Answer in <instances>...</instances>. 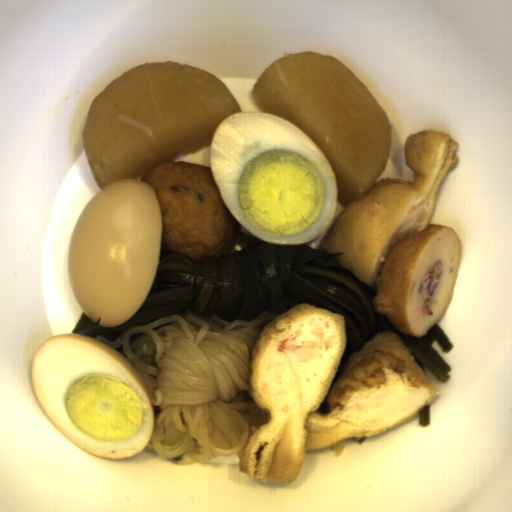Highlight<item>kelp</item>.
I'll list each match as a JSON object with an SVG mask.
<instances>
[{"instance_id":"cf089659","label":"kelp","mask_w":512,"mask_h":512,"mask_svg":"<svg viewBox=\"0 0 512 512\" xmlns=\"http://www.w3.org/2000/svg\"><path fill=\"white\" fill-rule=\"evenodd\" d=\"M430 425V404L418 413V426L428 427Z\"/></svg>"},{"instance_id":"99668d17","label":"kelp","mask_w":512,"mask_h":512,"mask_svg":"<svg viewBox=\"0 0 512 512\" xmlns=\"http://www.w3.org/2000/svg\"><path fill=\"white\" fill-rule=\"evenodd\" d=\"M235 244L242 249H231ZM344 254L303 243L277 244L241 232L228 251L213 259L184 258L161 242L154 280L136 313L122 325L100 326L83 311L72 333L115 342L133 326L171 315L202 313L227 322L252 321L267 312L282 315L298 303H308L345 320L344 350L333 381L347 361L381 332L399 337L424 372L443 383L448 380L452 369L433 345L437 341L443 352L454 346L439 325L424 336L398 331L375 311L376 289L339 265L336 259Z\"/></svg>"}]
</instances>
